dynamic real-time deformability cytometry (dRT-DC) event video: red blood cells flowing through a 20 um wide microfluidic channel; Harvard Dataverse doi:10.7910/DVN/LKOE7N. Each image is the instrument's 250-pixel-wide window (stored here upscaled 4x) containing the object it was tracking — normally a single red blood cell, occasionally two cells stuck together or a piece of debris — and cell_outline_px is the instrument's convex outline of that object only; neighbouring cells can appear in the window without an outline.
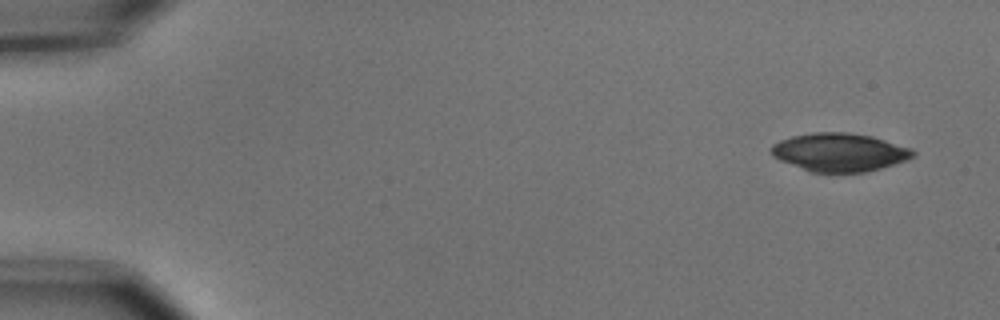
{"species": "common noctule bat (a hibernating species)", "species_latin": "Nyctalus noctula", "temperature_condition": "cold", "stored_images_in_passage": 6, "camera_frame_rate_fps": 3000, "um_per_image_px": 0.085, "animal": {"sex": "male", "body_mass_g": 15.6}, "frame": {"image": 1, "passage_image": 1, "time_ms": 0.0, "image_size_px": [1000, 320], "cell_outline_px": [[916, 156], [880, 168], [864, 172], [812, 172], [780, 160], [772, 156], [768, 152], [768, 148], [772, 144], [780, 140], [792, 136], [812, 132], [848, 132], [872, 136], [912, 148], [916, 152]], "centroid_in_image_um": [71.32, 12.92], "position_along_channel_um": 13.7, "area_um2": 31.67}}